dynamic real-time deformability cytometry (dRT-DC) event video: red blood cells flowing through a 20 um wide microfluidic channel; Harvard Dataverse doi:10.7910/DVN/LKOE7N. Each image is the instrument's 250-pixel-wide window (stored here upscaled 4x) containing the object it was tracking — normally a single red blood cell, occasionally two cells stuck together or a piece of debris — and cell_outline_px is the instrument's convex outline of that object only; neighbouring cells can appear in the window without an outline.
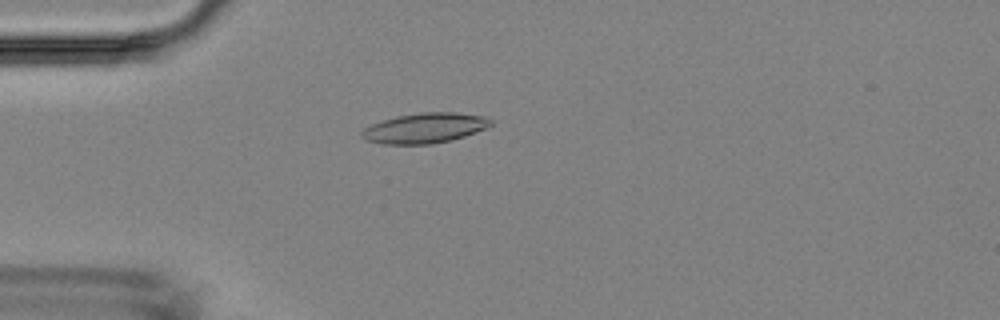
{"species": "Egyptian fruit bat (a non-hibernating species)", "species_latin": "Rousettus aegyptiacus", "temperature_condition": "room temperature", "stored_images_in_passage": 41, "camera_frame_rate_fps": 3000, "um_per_image_px": 0.085, "animal": {"sex": "female"}, "frame": {"image": 1, "passage_image": 5, "time_ms": 1.333, "image_size_px": [1000, 320], "cell_outline_px": [[492, 124], [476, 132], [452, 140], [432, 144], [380, 144], [364, 140], [360, 136], [360, 132], [364, 128], [372, 124], [396, 116], [420, 112], [456, 112], [484, 116], [492, 120]], "centroid_in_image_um": [36.07, 10.89], "position_along_channel_um": 48.9, "area_um2": 22.77}}
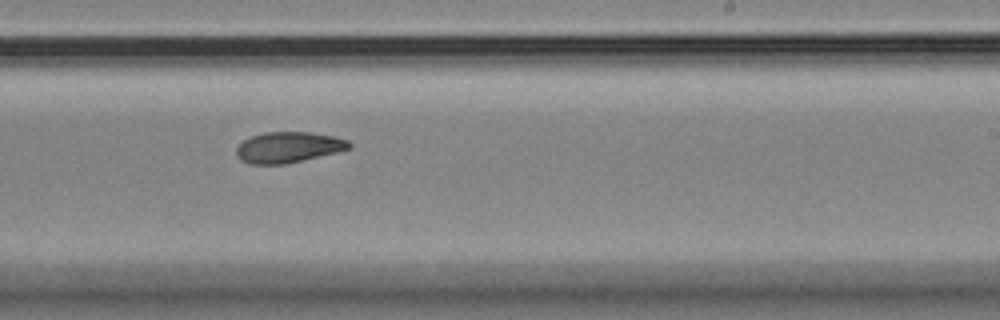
{"frame": {"image": 2, "passage_image": 22, "time_ms": 7.0, "image_size_px": [1000, 320], "cell_outline_px": [[352, 148], [336, 152], [284, 164], [248, 164], [240, 160], [236, 156], [236, 148], [244, 140], [252, 136], [264, 132], [312, 132], [332, 136], [348, 140], [352, 144]], "centroid_in_image_um": [24.49, 12.52], "position_along_channel_um": 264.5, "area_um2": 20.17}}
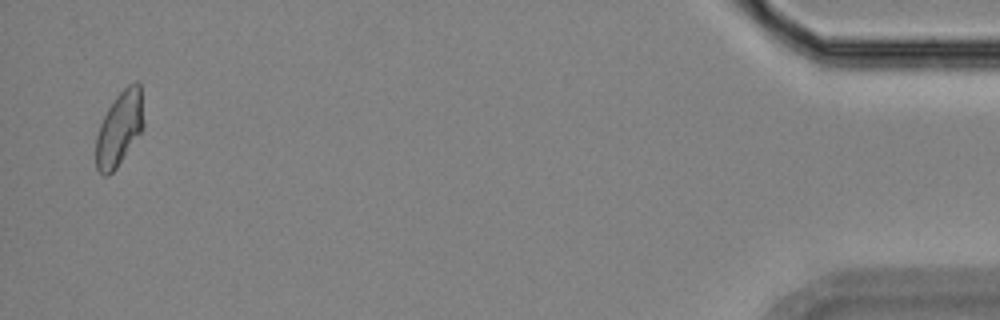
{"frame": {"image": 3, "passage_image": 40, "time_ms": 13.0, "image_size_px": [1000, 320], "cell_outline_px": [[144, 128], [116, 168], [108, 176], [104, 176], [96, 168], [96, 136], [100, 124], [108, 108], [116, 96], [128, 84], [136, 80], [140, 80], [144, 120]], "centroid_in_image_um": [10.17, 10.9], "position_along_channel_um": 425.0, "area_um2": 20.81}}